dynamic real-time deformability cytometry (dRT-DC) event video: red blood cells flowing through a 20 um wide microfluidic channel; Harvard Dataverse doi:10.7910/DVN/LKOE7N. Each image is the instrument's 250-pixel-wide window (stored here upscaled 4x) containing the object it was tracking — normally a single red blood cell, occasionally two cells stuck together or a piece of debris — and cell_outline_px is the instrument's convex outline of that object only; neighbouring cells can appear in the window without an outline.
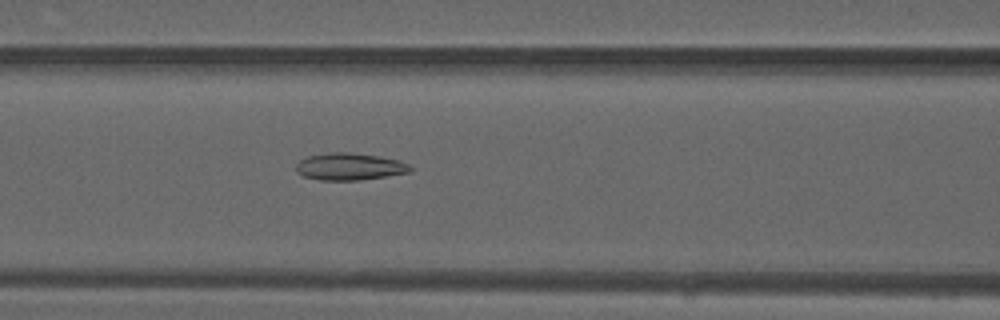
{"species": "common noctule bat (a hibernating species)", "species_latin": "Nyctalus noctula", "temperature_condition": "warm", "stored_images_in_passage": 44, "camera_frame_rate_fps": 3000, "um_per_image_px": 0.085, "animal": {"sex": "male", "forearm_length_mm": 52.5}, "frame": {"image": 1, "passage_image": 16, "time_ms": 5.0, "image_size_px": [1000, 320], "cell_outline_px": [[412, 168], [408, 172], [360, 180], [320, 180], [304, 176], [296, 172], [296, 164], [300, 160], [308, 156], [332, 152], [348, 152], [380, 156], [400, 160], [408, 164]], "centroid_in_image_um": [29.69, 14.15], "position_along_channel_um": 136.9, "area_um2": 17.92}}
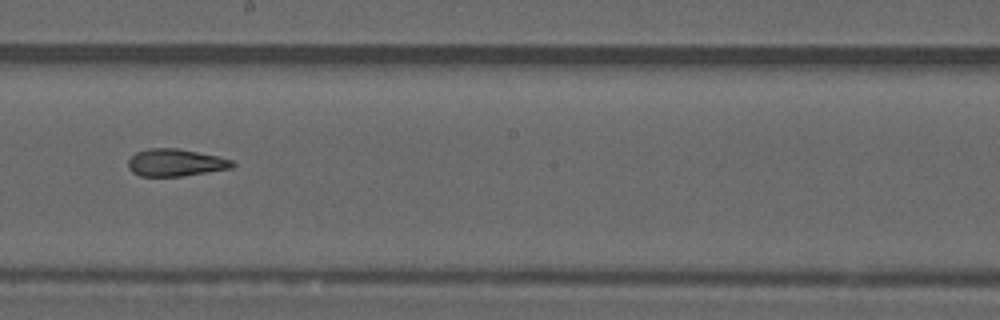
{"frame": {"image": 2, "passage_image": 23, "time_ms": 7.333, "image_size_px": [1000, 320], "cell_outline_px": [[236, 164], [232, 168], [184, 176], [140, 176], [132, 172], [128, 168], [128, 160], [136, 152], [148, 148], [176, 148], [216, 156], [232, 160]], "centroid_in_image_um": [14.9, 13.83], "position_along_channel_um": 233.3, "area_um2": 16.53}}
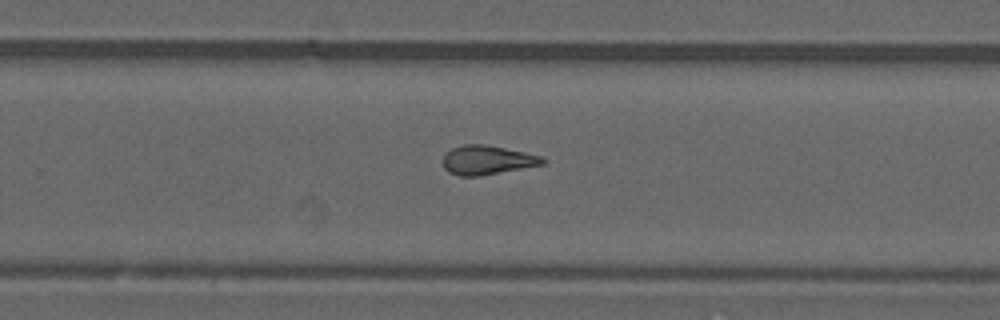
{"frame": {"image": 3, "passage_image": 27, "time_ms": 8.667, "image_size_px": [1000, 320], "cell_outline_px": [[548, 160], [544, 164], [480, 176], [460, 176], [448, 172], [444, 168], [444, 156], [452, 148], [464, 144], [484, 144], [524, 152], [540, 156]], "centroid_in_image_um": [41.42, 13.61], "position_along_channel_um": 288.4, "area_um2": 16.76}, "authors_computed_cell_mechanics": {"area_um2": 17.5712, "velocity_mm_per_s": 4.145, "shape_relaxation_time_tau1_ms": null, "shape_relaxation_time_tau2_ms": 2.7628, "deformation_change_tau1": null, "deformation_change_tau2": 0.1269}}